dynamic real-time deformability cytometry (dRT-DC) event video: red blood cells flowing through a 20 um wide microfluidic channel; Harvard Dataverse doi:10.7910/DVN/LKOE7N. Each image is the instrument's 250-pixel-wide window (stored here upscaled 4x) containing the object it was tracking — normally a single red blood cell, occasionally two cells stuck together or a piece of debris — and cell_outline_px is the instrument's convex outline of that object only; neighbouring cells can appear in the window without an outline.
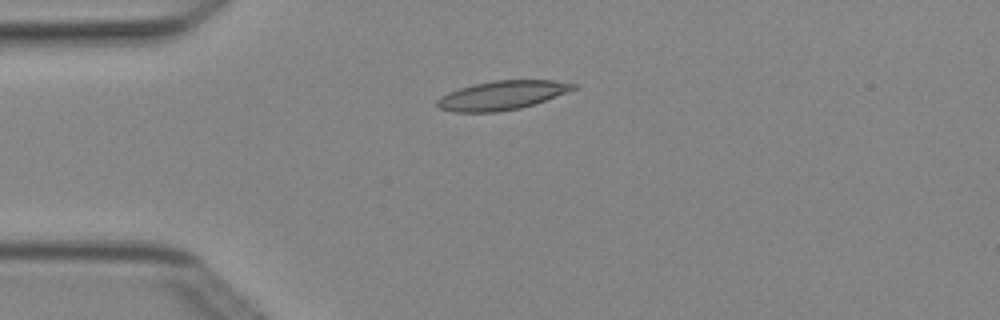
{"species": "Egyptian fruit bat (a non-hibernating species)", "species_latin": "Rousettus aegyptiacus", "temperature_condition": "cold", "stored_images_in_passage": 5, "camera_frame_rate_fps": 3000, "um_per_image_px": 0.085, "animal": {"sex": "female"}, "frame": {"image": 1, "passage_image": 4, "time_ms": 1.0, "image_size_px": [1000, 320], "cell_outline_px": [[576, 88], [544, 100], [520, 108], [496, 112], [452, 112], [436, 108], [436, 100], [440, 96], [448, 92], [472, 84], [492, 80], [552, 80], [576, 84]], "centroid_in_image_um": [42.57, 8.1], "position_along_channel_um": 42.4, "area_um2": 22.89}}
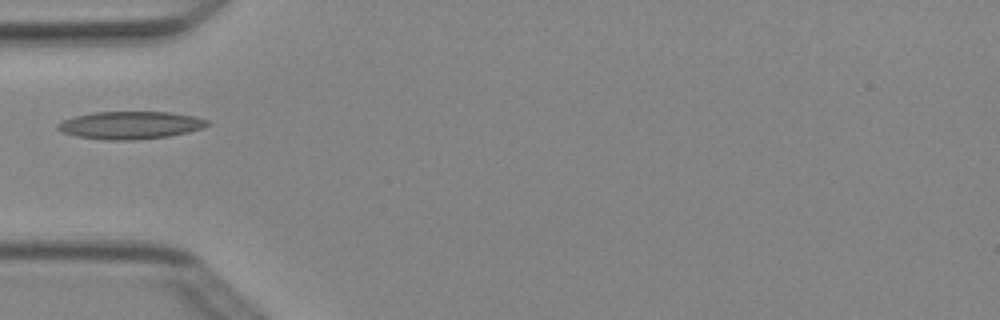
{"frame": {"image": 2, "passage_image": 5, "time_ms": 1.333, "image_size_px": [1000, 320], "cell_outline_px": [[212, 124], [204, 128], [188, 132], [168, 136], [136, 140], [104, 140], [76, 136], [64, 132], [56, 128], [56, 124], [64, 120], [76, 116], [92, 112], [168, 112], [192, 116], [208, 120]], "centroid_in_image_um": [11.1, 10.64], "position_along_channel_um": 73.9, "area_um2": 24.1}}